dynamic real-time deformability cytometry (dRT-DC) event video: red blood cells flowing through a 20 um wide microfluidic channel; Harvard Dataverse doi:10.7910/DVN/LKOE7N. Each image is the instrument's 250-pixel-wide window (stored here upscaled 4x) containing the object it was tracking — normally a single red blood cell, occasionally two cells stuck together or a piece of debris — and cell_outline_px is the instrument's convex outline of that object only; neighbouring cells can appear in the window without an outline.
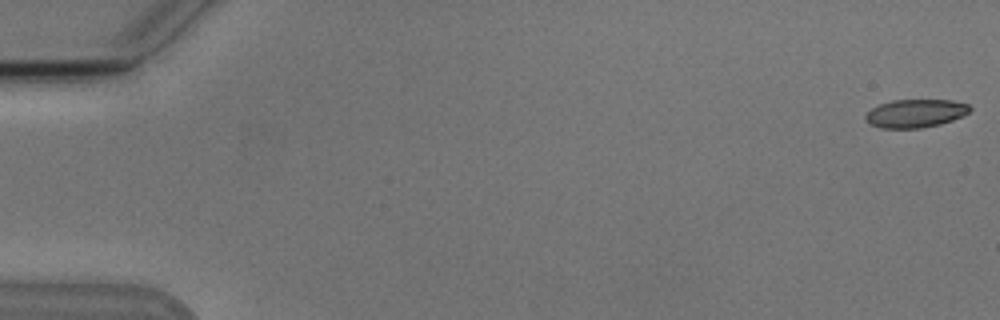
{"species": "Egyptian fruit bat (a non-hibernating species)", "species_latin": "Rousettus aegyptiacus", "temperature_condition": "cold", "stored_images_in_passage": 9, "camera_frame_rate_fps": 3000, "um_per_image_px": 0.085, "animal": {"sex": "male"}, "frame": {"image": 1, "passage_image": 1, "time_ms": 0.0, "image_size_px": [1000, 320], "cell_outline_px": [[972, 108], [968, 112], [952, 120], [940, 124], [920, 128], [880, 128], [872, 124], [864, 116], [872, 108], [880, 104], [892, 100], [952, 100], [968, 104]], "centroid_in_image_um": [77.82, 9.63], "position_along_channel_um": 7.2, "area_um2": 16.94}}
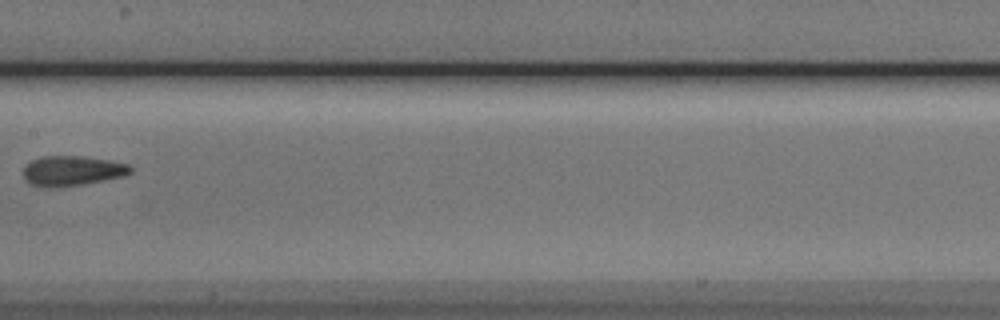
{"frame": {"image": 2, "passage_image": 8, "time_ms": 9.333, "image_size_px": [1000, 320], "cell_outline_px": [[132, 172], [124, 176], [104, 180], [60, 188], [40, 188], [28, 184], [24, 180], [24, 168], [32, 160], [44, 156], [80, 156], [108, 160], [128, 164], [132, 168]], "centroid_in_image_um": [6.09, 14.55], "position_along_channel_um": 201.3, "area_um2": 18.9}}
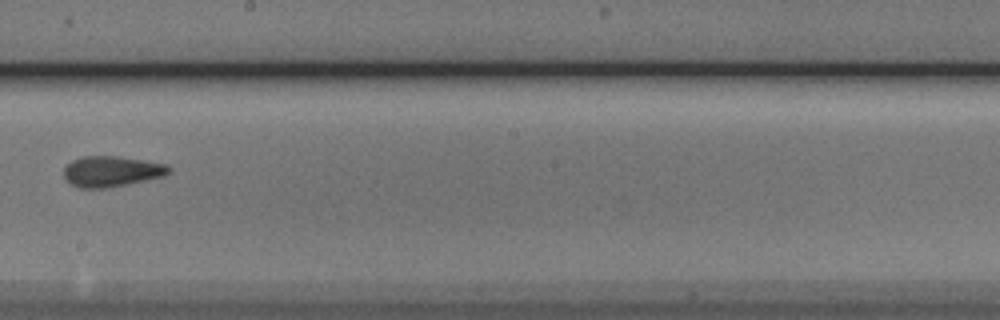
{"frame": {"image": 3, "passage_image": 9, "time_ms": 10.333, "image_size_px": [1000, 320], "cell_outline_px": [[172, 168], [164, 176], [128, 184], [108, 188], [80, 188], [72, 184], [64, 176], [64, 168], [72, 160], [84, 156], [120, 156], [144, 160], [164, 164]], "centroid_in_image_um": [9.48, 14.56], "position_along_channel_um": 238.7, "area_um2": 18.67}}